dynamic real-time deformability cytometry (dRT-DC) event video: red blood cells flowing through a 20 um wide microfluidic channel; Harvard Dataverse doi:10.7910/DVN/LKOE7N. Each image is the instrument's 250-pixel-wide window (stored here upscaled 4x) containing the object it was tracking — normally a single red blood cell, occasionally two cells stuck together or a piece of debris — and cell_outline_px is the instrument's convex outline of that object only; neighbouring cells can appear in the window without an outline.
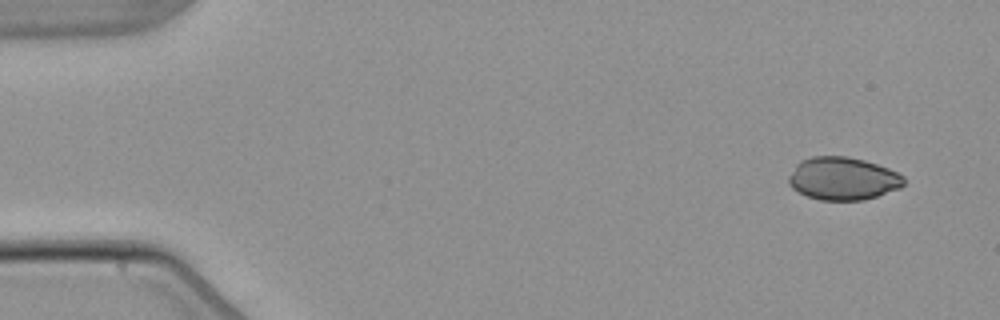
{"species": "common noctule bat (a hibernating species)", "species_latin": "Nyctalus noctula", "temperature_condition": "warm", "stored_images_in_passage": 5, "camera_frame_rate_fps": 3000, "um_per_image_px": 0.085, "animal": {"sex": "male", "body_mass_g": 21.5, "forearm_length_mm": 52.0}, "frame": {"image": 1, "passage_image": 1, "time_ms": 0.0, "image_size_px": [1000, 320], "cell_outline_px": [[904, 184], [900, 188], [864, 200], [820, 200], [808, 196], [792, 188], [788, 184], [788, 176], [796, 164], [800, 160], [812, 156], [848, 156], [864, 160], [888, 168], [904, 176]], "centroid_in_image_um": [71.62, 15.17], "position_along_channel_um": 13.4, "area_um2": 28.78}}